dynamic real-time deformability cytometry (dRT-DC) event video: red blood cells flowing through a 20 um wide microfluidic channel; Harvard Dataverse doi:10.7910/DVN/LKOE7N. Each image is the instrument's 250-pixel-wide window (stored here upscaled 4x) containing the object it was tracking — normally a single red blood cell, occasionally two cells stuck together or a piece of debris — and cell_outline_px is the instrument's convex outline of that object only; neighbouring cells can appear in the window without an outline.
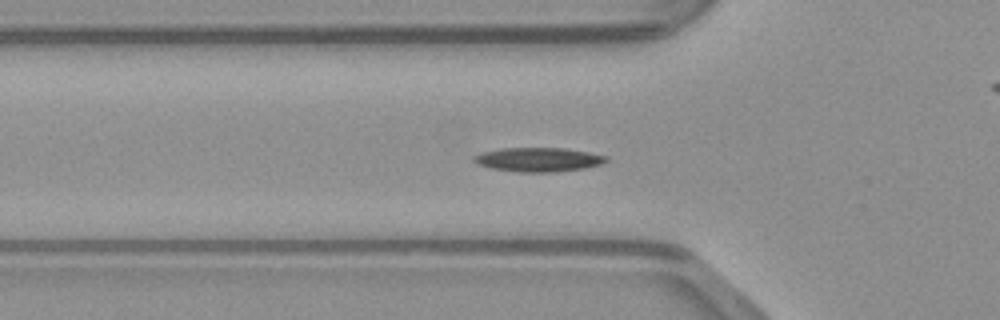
{"species": "common noctule bat (a hibernating species)", "species_latin": "Nyctalus noctula", "temperature_condition": "warm", "stored_images_in_passage": 45, "camera_frame_rate_fps": 3000, "um_per_image_px": 0.085, "animal": {"sex": "male", "body_mass_g": 23.1, "forearm_length_mm": 52.7}, "frame": {"image": 1, "passage_image": 12, "time_ms": 3.667, "image_size_px": [1000, 320], "cell_outline_px": [[608, 160], [600, 164], [584, 168], [552, 172], [520, 172], [492, 168], [476, 164], [472, 160], [472, 156], [484, 152], [500, 148], [564, 148], [588, 152], [608, 156]], "centroid_in_image_um": [45.74, 13.56], "position_along_channel_um": 80.1, "area_um2": 18.5}}
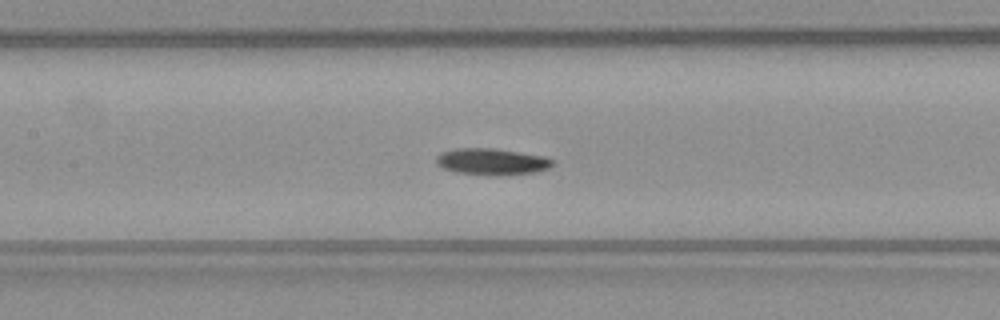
{"frame": {"image": 2, "passage_image": 18, "time_ms": 5.667, "image_size_px": [1000, 320], "cell_outline_px": [[556, 164], [548, 168], [536, 172], [508, 176], [492, 176], [456, 172], [444, 168], [436, 164], [436, 156], [440, 152], [456, 148], [492, 148], [544, 156], [552, 160]], "centroid_in_image_um": [41.81, 13.75], "position_along_channel_um": 165.6, "area_um2": 18.26}}
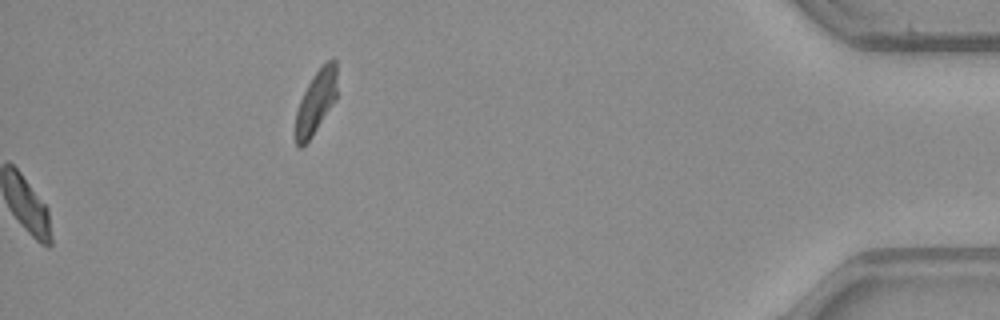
{"frame": {"image": 3, "passage_image": 45, "time_ms": 14.667, "image_size_px": [1000, 320], "cell_outline_px": [[336, 100], [312, 136], [300, 148], [296, 144], [296, 112], [300, 100], [312, 76], [320, 64], [332, 56], [336, 60]], "centroid_in_image_um": [26.88, 8.58], "position_along_channel_um": 408.3, "area_um2": 15.37}}